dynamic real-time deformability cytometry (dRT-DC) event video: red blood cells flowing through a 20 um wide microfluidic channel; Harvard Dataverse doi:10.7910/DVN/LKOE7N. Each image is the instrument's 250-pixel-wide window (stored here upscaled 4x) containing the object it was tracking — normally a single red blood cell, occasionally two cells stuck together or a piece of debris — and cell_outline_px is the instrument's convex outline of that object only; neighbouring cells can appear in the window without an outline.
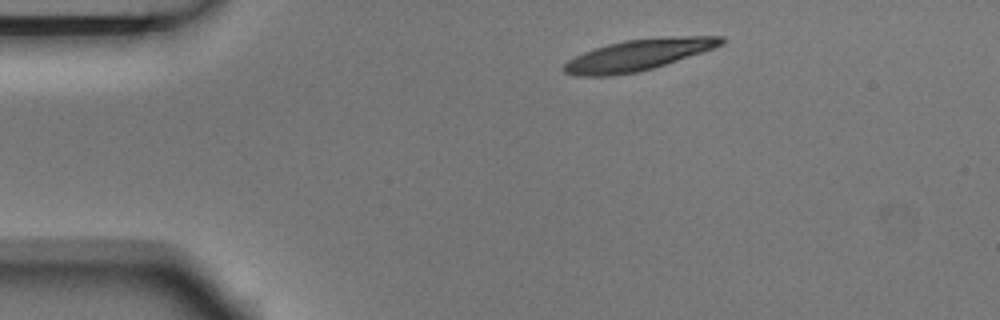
{"species": "Egyptian fruit bat (a non-hibernating species)", "species_latin": "Rousettus aegyptiacus", "temperature_condition": "room temperature", "stored_images_in_passage": 3, "camera_frame_rate_fps": 3000, "um_per_image_px": 0.085, "animal": {"sex": "male"}, "frame": {"image": 1, "passage_image": 1, "time_ms": 0.0, "image_size_px": [1000, 320], "cell_outline_px": [[728, 40], [724, 44], [640, 72], [608, 76], [576, 76], [564, 72], [564, 64], [568, 60], [584, 52], [608, 44], [624, 40], [660, 36], [724, 36]], "centroid_in_image_um": [54.26, 4.65], "position_along_channel_um": 30.7, "area_um2": 28.44}}
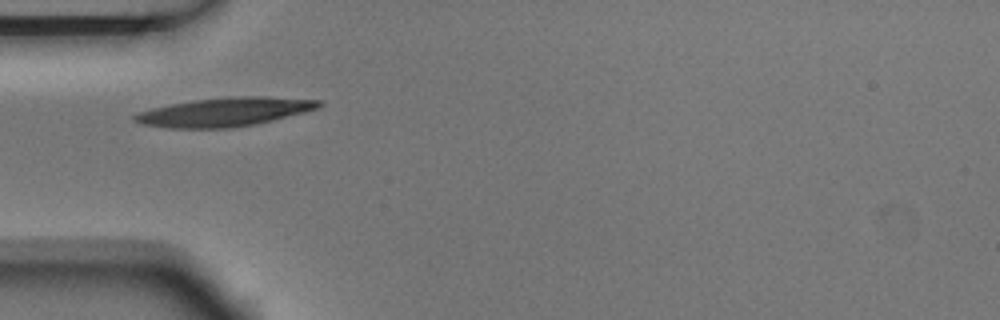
{"frame": {"image": 2, "passage_image": 3, "time_ms": 0.667, "image_size_px": [1000, 320], "cell_outline_px": [[324, 104], [320, 108], [256, 124], [232, 128], [168, 128], [140, 124], [132, 120], [132, 116], [140, 112], [152, 108], [192, 100], [236, 96], [268, 96], [324, 100]], "centroid_in_image_um": [19.13, 9.51], "position_along_channel_um": 65.9, "area_um2": 31.1}}